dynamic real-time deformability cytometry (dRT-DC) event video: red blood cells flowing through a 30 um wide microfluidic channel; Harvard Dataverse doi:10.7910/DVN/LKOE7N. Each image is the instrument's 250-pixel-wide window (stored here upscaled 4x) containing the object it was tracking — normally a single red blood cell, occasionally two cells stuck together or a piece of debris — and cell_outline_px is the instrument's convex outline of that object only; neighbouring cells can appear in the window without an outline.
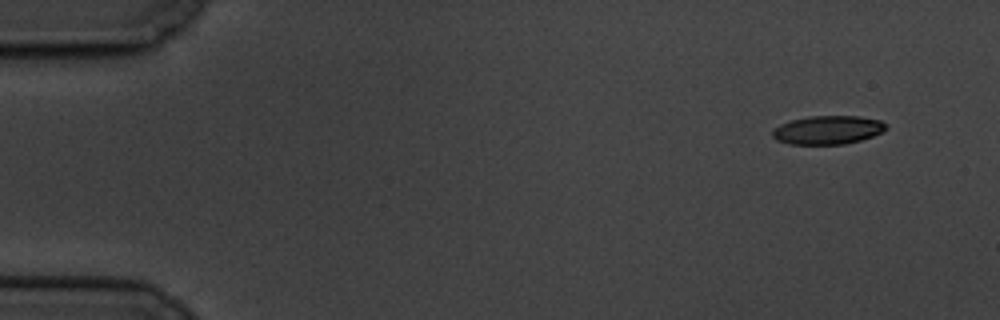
{"species": "common noctule bat (a hibernating species)", "species_latin": "Nyctalus noctula", "temperature_condition": "cold", "stored_images_in_passage": 4, "camera_frame_rate_fps": 3000, "um_per_image_px": 0.085, "animal": {"sex": "male", "body_mass_g": 19.5, "forearm_length_mm": 54.6}, "frame": {"image": 1, "passage_image": 1, "time_ms": 0.0, "image_size_px": [1000, 320], "cell_outline_px": [[888, 128], [872, 136], [860, 140], [844, 144], [792, 144], [776, 140], [772, 136], [772, 132], [780, 124], [792, 120], [808, 116], [860, 116], [880, 120], [888, 124]], "centroid_in_image_um": [70.38, 11.04], "position_along_channel_um": 14.6, "area_um2": 18.84}}
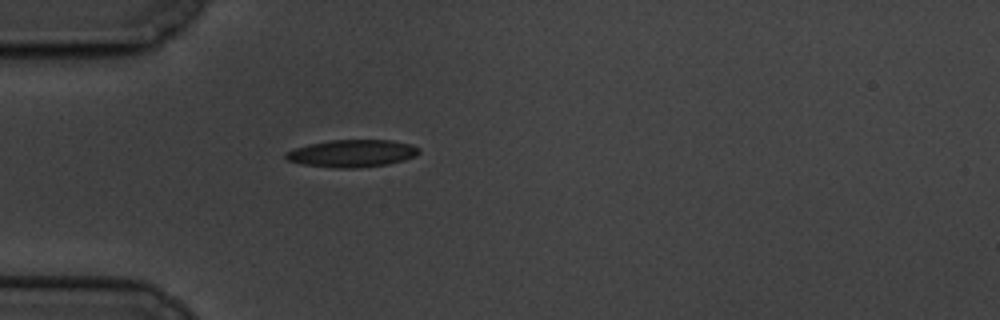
{"frame": {"image": 2, "passage_image": 4, "time_ms": 4.333, "image_size_px": [1000, 320], "cell_outline_px": [[420, 152], [416, 156], [404, 160], [388, 164], [360, 168], [332, 168], [300, 164], [288, 160], [284, 156], [284, 152], [308, 144], [332, 140], [392, 140], [412, 144], [420, 148]], "centroid_in_image_um": [29.94, 13.04], "position_along_channel_um": 55.1, "area_um2": 21.5}}